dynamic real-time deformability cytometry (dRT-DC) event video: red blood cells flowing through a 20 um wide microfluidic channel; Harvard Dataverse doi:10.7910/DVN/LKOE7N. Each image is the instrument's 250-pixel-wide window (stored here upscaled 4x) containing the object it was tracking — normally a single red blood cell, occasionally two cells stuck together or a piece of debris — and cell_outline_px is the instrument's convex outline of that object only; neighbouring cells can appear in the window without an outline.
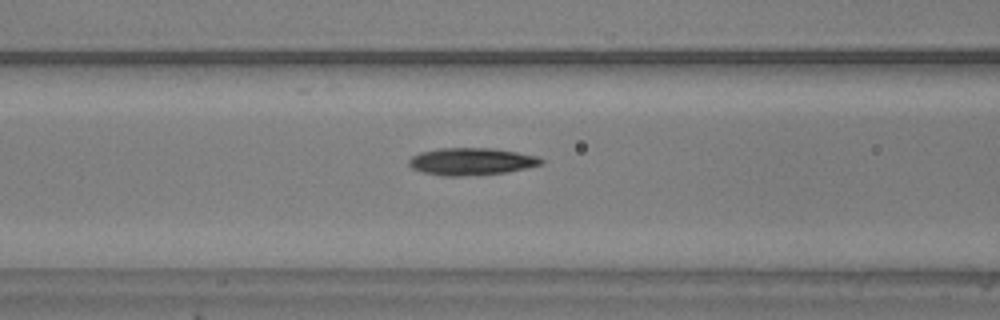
{"species": "common noctule bat (a hibernating species)", "species_latin": "Nyctalus noctula", "temperature_condition": "warm", "stored_images_in_passage": 38, "camera_frame_rate_fps": 3000, "um_per_image_px": 0.085, "animal": {"sex": "male", "body_mass_g": 20.5, "forearm_length_mm": 52.5}, "frame": {"image": 1, "passage_image": 14, "time_ms": 4.333, "image_size_px": [1000, 320], "cell_outline_px": [[544, 164], [528, 168], [508, 172], [464, 176], [440, 176], [420, 172], [412, 168], [408, 164], [408, 160], [412, 156], [420, 152], [440, 148], [492, 148], [516, 152], [536, 156], [544, 160]], "centroid_in_image_um": [40.05, 13.73], "position_along_channel_um": 126.5, "area_um2": 21.21}}
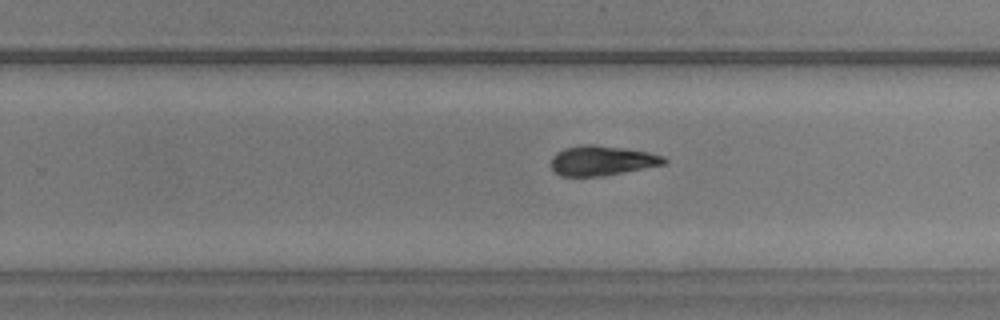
{"frame": {"image": 2, "passage_image": 25, "time_ms": 8.0, "image_size_px": [1000, 320], "cell_outline_px": [[668, 160], [664, 164], [600, 176], [560, 176], [552, 168], [552, 156], [556, 152], [564, 148], [584, 144], [596, 144], [648, 152], [664, 156]], "centroid_in_image_um": [51.14, 13.64], "position_along_channel_um": 278.7, "area_um2": 19.42}}
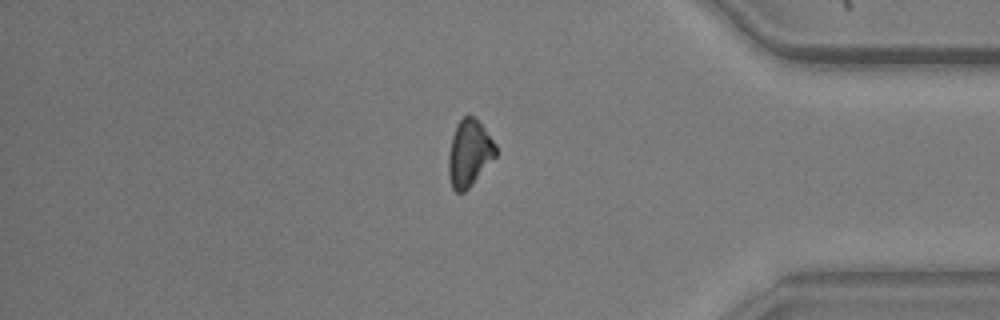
{"frame": {"image": 3, "passage_image": 35, "time_ms": 11.333, "image_size_px": [1000, 320], "cell_outline_px": [[496, 156], [472, 184], [464, 192], [456, 192], [452, 188], [448, 176], [448, 156], [452, 136], [456, 124], [464, 116], [472, 116], [484, 128], [496, 144]], "centroid_in_image_um": [39.87, 13.04], "position_along_channel_um": 395.3, "area_um2": 18.21}}